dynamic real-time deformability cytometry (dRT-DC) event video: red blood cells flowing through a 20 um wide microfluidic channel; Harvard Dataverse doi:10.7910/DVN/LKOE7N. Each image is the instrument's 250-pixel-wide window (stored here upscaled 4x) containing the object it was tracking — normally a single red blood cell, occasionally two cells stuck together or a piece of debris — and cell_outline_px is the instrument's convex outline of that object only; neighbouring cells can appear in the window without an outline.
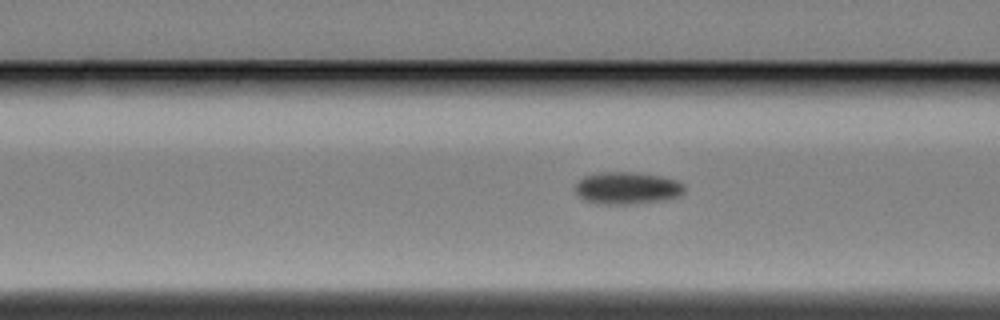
{"species": "Egyptian fruit bat (a non-hibernating species)", "species_latin": "Rousettus aegyptiacus", "temperature_condition": "cold", "stored_images_in_passage": 17, "camera_frame_rate_fps": 3000, "um_per_image_px": 0.085, "animal": {"sex": "female"}, "frame": {"image": 1, "passage_image": 8, "time_ms": 2.333, "image_size_px": [1000, 320], "cell_outline_px": [[684, 188], [676, 196], [656, 200], [628, 204], [596, 204], [584, 200], [576, 192], [576, 184], [584, 176], [600, 172], [636, 172], [660, 176], [676, 180], [684, 184]], "centroid_in_image_um": [53.24, 15.97], "position_along_channel_um": 113.4, "area_um2": 20.06}}
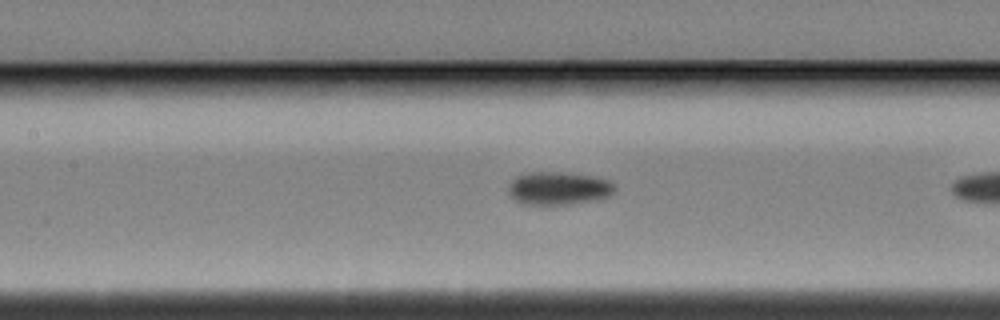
{"frame": {"image": 2, "passage_image": 12, "time_ms": 3.667, "image_size_px": [1000, 320], "cell_outline_px": [[616, 188], [612, 192], [604, 196], [588, 200], [564, 204], [524, 204], [516, 200], [508, 192], [508, 184], [516, 176], [528, 172], [576, 172], [596, 176], [608, 180]], "centroid_in_image_um": [47.42, 15.96], "position_along_channel_um": 160.0, "area_um2": 20.23}}
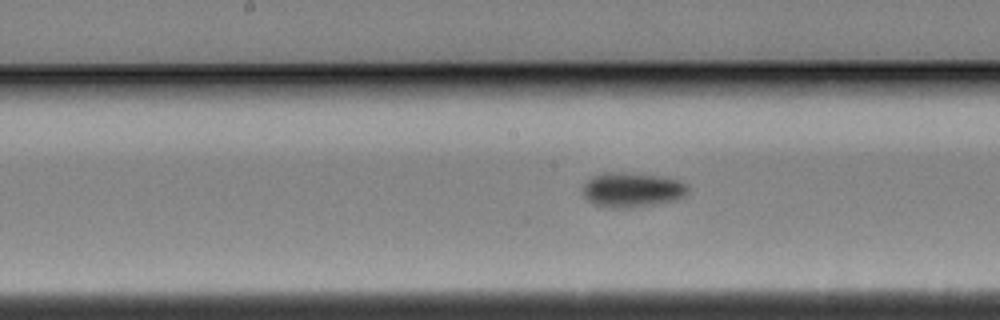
{"frame": {"image": 3, "passage_image": 15, "time_ms": 4.667, "image_size_px": [1000, 320], "cell_outline_px": [[688, 192], [684, 196], [676, 200], [628, 208], [608, 208], [596, 204], [588, 200], [584, 196], [584, 184], [592, 176], [608, 172], [660, 176], [680, 180], [688, 184]], "centroid_in_image_um": [53.76, 16.14], "position_along_channel_um": 194.4, "area_um2": 20.98}}